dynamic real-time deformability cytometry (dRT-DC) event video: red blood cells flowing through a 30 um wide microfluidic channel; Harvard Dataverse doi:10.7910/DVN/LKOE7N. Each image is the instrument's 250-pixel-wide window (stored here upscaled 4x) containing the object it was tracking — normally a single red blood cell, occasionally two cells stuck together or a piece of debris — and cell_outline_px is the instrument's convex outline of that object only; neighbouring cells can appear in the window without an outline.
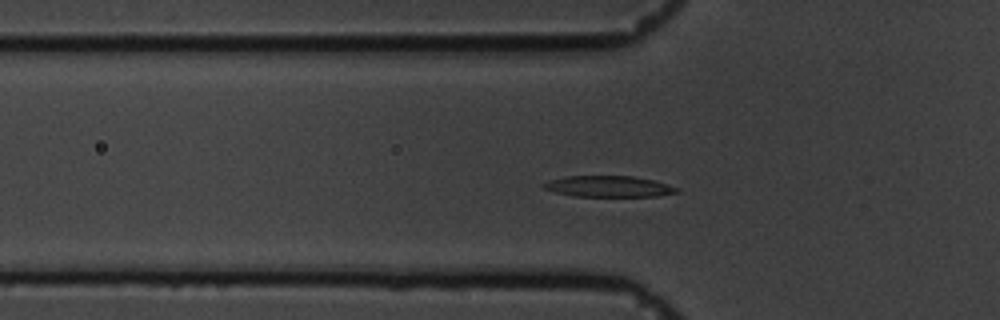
{"species": "common noctule bat (a hibernating species)", "species_latin": "Nyctalus noctula", "temperature_condition": "cold", "stored_images_in_passage": 56, "segment_of_instrument_passage": [1, 2], "camera_frame_rate_fps": 3000, "um_per_image_px": 0.085, "animal": {"sex": "male", "body_mass_g": 19.5, "forearm_length_mm": 54.6}, "frame": {"image": 1, "passage_image": 15, "time_ms": 4.667, "image_size_px": [1000, 320], "cell_outline_px": [[680, 192], [656, 196], [572, 196], [556, 192], [544, 188], [540, 184], [548, 180], [568, 176], [632, 176], [652, 180], [668, 184], [680, 188]], "centroid_in_image_um": [51.74, 15.84], "position_along_channel_um": 74.1, "area_um2": 16.36}}
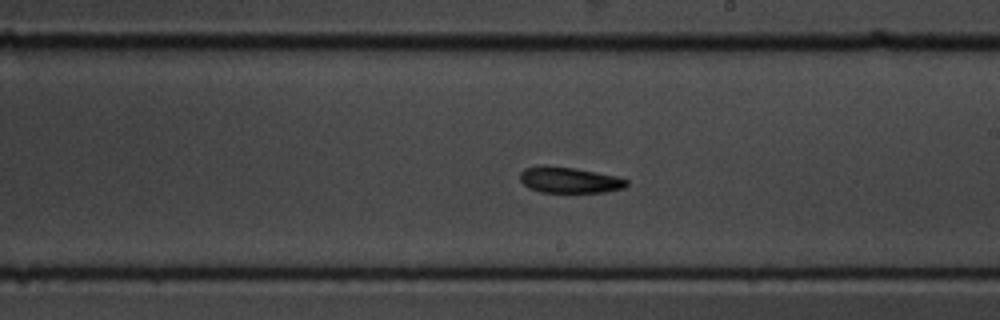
{"frame": {"image": 2, "passage_image": 30, "time_ms": 9.667, "image_size_px": [1000, 320], "cell_outline_px": [[628, 184], [624, 188], [604, 192], [540, 192], [528, 188], [520, 180], [520, 172], [524, 168], [572, 168], [616, 176], [628, 180]], "centroid_in_image_um": [48.43, 15.35], "position_along_channel_um": 240.6, "area_um2": 15.43}}
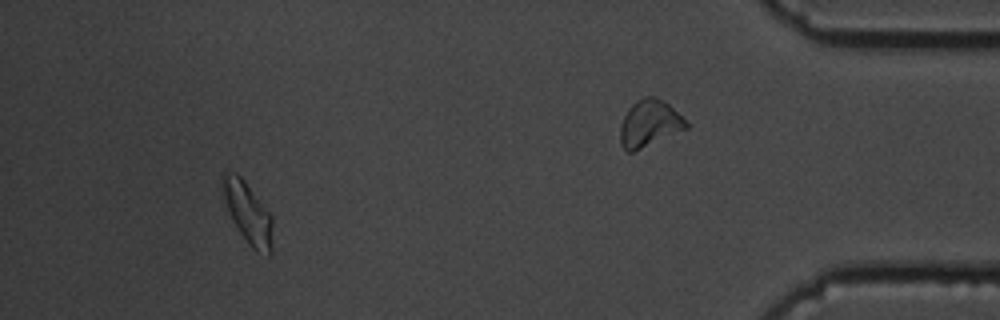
{"frame": {"image": 3, "passage_image": 51, "time_ms": 16.667, "image_size_px": [1000, 320], "cell_outline_px": [[272, 252], [268, 256], [256, 252], [248, 244], [232, 220], [220, 184], [220, 176], [224, 172], [236, 172], [244, 180], [260, 200], [272, 216]], "centroid_in_image_um": [21.07, 18.09], "position_along_channel_um": 414.1, "area_um2": 17.92}}